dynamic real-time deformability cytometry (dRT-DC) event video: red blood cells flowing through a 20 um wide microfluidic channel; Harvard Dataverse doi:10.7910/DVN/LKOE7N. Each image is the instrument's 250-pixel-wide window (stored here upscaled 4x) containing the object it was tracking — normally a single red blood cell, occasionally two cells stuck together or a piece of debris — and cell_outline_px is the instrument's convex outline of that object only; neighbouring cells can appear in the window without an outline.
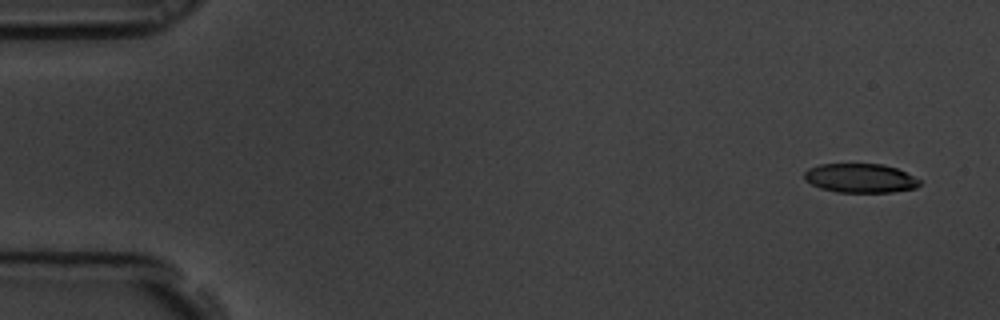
{"species": "common noctule bat (a hibernating species)", "species_latin": "Nyctalus noctula", "temperature_condition": "room temperature", "stored_images_in_passage": 16, "segment_of_instrument_passage": [1, 2], "camera_frame_rate_fps": 3000, "um_per_image_px": 0.085, "animal": {"sex": "male", "body_mass_g": 19.5, "forearm_length_mm": 54.6}, "frame": {"image": 1, "passage_image": 1, "time_ms": 0.0, "image_size_px": [1000, 320], "cell_outline_px": [[920, 184], [916, 188], [892, 192], [836, 192], [820, 188], [804, 180], [804, 172], [808, 168], [820, 164], [884, 164], [896, 168], [920, 180]], "centroid_in_image_um": [73.09, 15.14], "position_along_channel_um": 11.9, "area_um2": 19.54}}
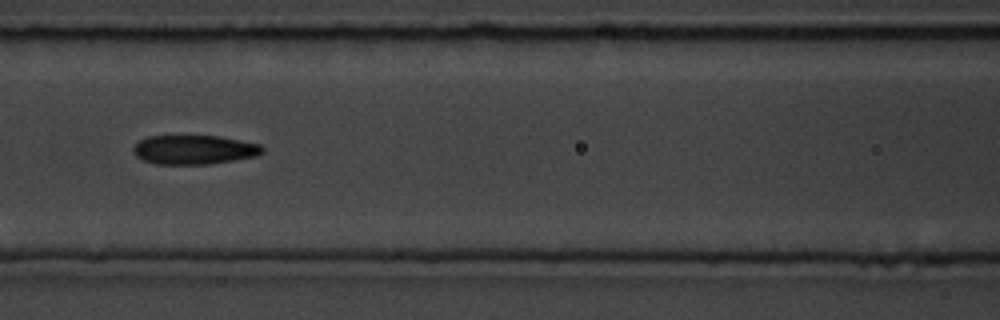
{"frame": {"image": 2, "passage_image": 7, "time_ms": 2.0, "image_size_px": [1000, 320], "cell_outline_px": [[264, 152], [256, 156], [208, 164], [156, 164], [144, 160], [136, 156], [132, 152], [132, 148], [140, 140], [148, 136], [220, 136], [260, 144], [264, 148]], "centroid_in_image_um": [16.5, 12.72], "position_along_channel_um": 150.1, "area_um2": 21.91}}
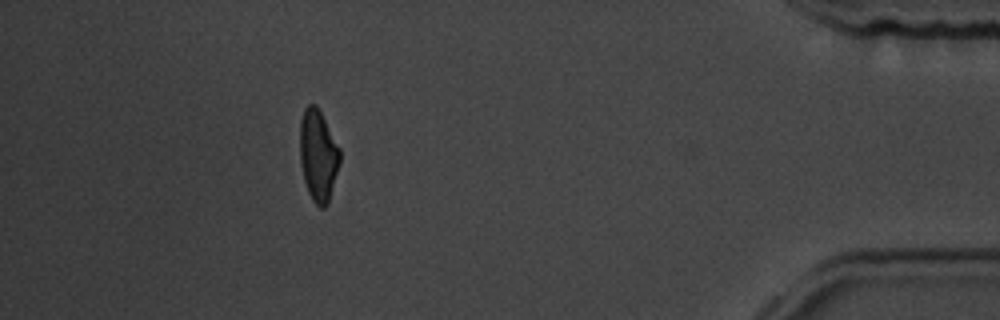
{"frame": {"image": 3, "passage_image": 14, "time_ms": 4.333, "image_size_px": [1000, 320], "cell_outline_px": [[340, 164], [328, 204], [324, 208], [320, 208], [312, 200], [308, 192], [304, 180], [300, 164], [300, 120], [304, 108], [308, 104], [316, 104], [340, 148]], "centroid_in_image_um": [27.04, 13.22], "position_along_channel_um": 408.2, "area_um2": 21.5}}